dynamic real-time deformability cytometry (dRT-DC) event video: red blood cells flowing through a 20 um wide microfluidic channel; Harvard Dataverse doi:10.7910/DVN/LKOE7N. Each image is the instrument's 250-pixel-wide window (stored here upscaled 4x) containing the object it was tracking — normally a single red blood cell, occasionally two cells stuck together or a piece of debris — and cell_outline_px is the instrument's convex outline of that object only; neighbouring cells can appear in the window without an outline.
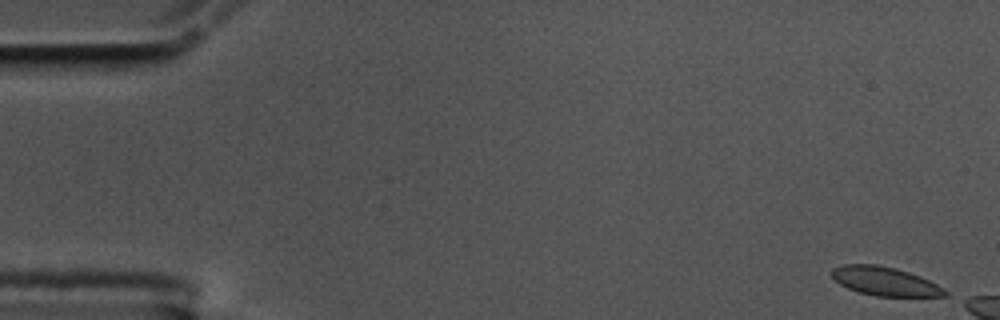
{"species": "common noctule bat (a hibernating species)", "species_latin": "Nyctalus noctula", "temperature_condition": "cold", "stored_images_in_passage": 7, "camera_frame_rate_fps": 3000, "um_per_image_px": 0.085, "animal": {"sex": "male", "body_mass_g": 17.5, "forearm_length_mm": 52.3}, "frame": {"image": 1, "passage_image": 1, "time_ms": 0.0, "image_size_px": [1000, 320], "cell_outline_px": [[948, 296], [876, 296], [860, 292], [848, 288], [840, 284], [832, 276], [832, 268], [844, 264], [876, 264], [896, 268], [920, 276], [944, 288], [948, 292]], "centroid_in_image_um": [75.23, 23.9], "position_along_channel_um": 9.8, "area_um2": 18.84}}